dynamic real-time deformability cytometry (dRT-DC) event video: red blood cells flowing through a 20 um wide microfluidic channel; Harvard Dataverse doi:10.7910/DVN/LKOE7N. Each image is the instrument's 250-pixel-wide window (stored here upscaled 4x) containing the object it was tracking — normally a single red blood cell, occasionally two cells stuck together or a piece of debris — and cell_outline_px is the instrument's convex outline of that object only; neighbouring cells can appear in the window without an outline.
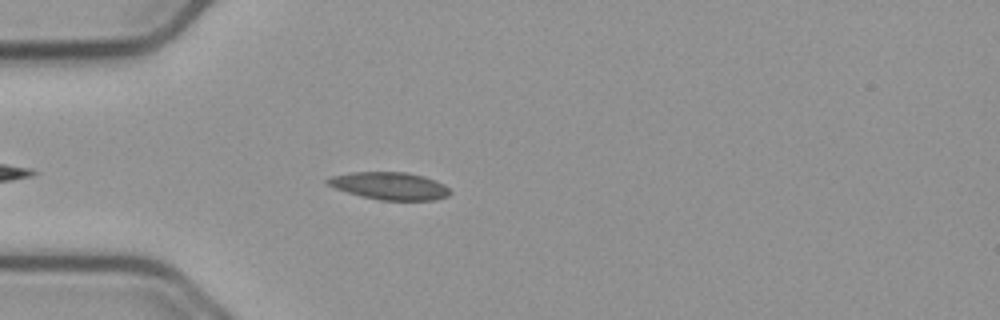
{"species": "common noctule bat (a hibernating species)", "species_latin": "Nyctalus noctula", "temperature_condition": "cold", "stored_images_in_passage": 41, "camera_frame_rate_fps": 3000, "um_per_image_px": 0.085, "animal": {"sex": "male", "body_mass_g": 23.1, "forearm_length_mm": 52.7}, "frame": {"image": 1, "passage_image": 4, "time_ms": 1.0, "image_size_px": [1000, 320], "cell_outline_px": [[452, 192], [448, 196], [436, 200], [380, 200], [360, 196], [336, 188], [328, 184], [324, 180], [332, 176], [352, 172], [404, 172], [424, 176], [436, 180], [444, 184]], "centroid_in_image_um": [33.15, 15.8], "position_along_channel_um": 51.8, "area_um2": 19.59}}
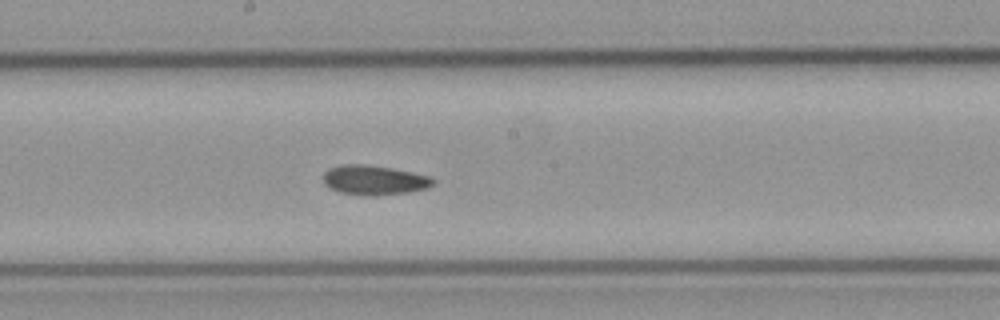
{"frame": {"image": 2, "passage_image": 18, "time_ms": 5.667, "image_size_px": [1000, 320], "cell_outline_px": [[436, 184], [428, 188], [408, 192], [372, 196], [368, 196], [340, 192], [328, 188], [324, 184], [324, 172], [328, 168], [344, 164], [364, 164], [392, 168], [432, 176], [436, 180]], "centroid_in_image_um": [31.84, 15.31], "position_along_channel_um": 216.4, "area_um2": 19.19}}
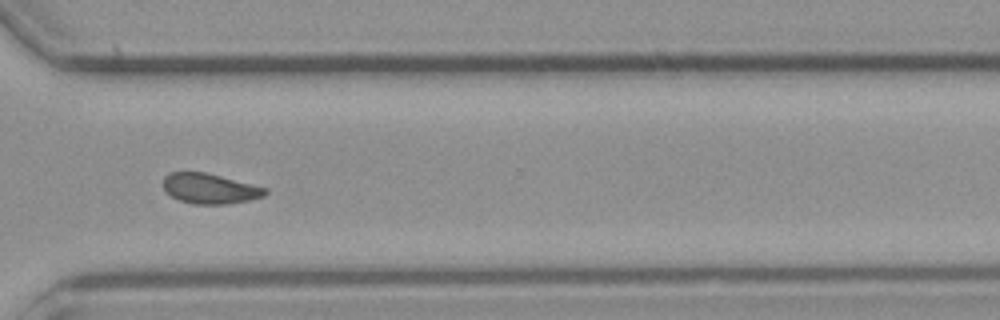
{"frame": {"image": 3, "passage_image": 29, "time_ms": 9.333, "image_size_px": [1000, 320], "cell_outline_px": [[268, 192], [264, 196], [248, 200], [228, 204], [192, 204], [180, 200], [164, 192], [164, 176], [168, 172], [204, 172], [268, 188]], "centroid_in_image_um": [17.82, 16.03], "position_along_channel_um": 352.8, "area_um2": 17.92}, "authors_computed_cell_mechanics": {"area_um2": 18.4382, "velocity_mm_per_s": 3.7339, "shape_relaxation_time_tau1_ms": null, "shape_relaxation_time_tau2_ms": 5.9246, "deformation_change_tau1": null, "deformation_change_tau2": 0.1254}}